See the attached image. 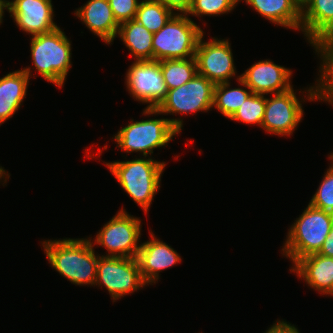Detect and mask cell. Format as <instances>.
<instances>
[{"mask_svg":"<svg viewBox=\"0 0 333 333\" xmlns=\"http://www.w3.org/2000/svg\"><path fill=\"white\" fill-rule=\"evenodd\" d=\"M30 40L34 69L49 83L63 87L72 67L70 39L58 27L51 32L32 36Z\"/></svg>","mask_w":333,"mask_h":333,"instance_id":"cell-4","label":"cell"},{"mask_svg":"<svg viewBox=\"0 0 333 333\" xmlns=\"http://www.w3.org/2000/svg\"><path fill=\"white\" fill-rule=\"evenodd\" d=\"M31 68L10 72L0 78V126L6 120L12 118L21 107L31 74Z\"/></svg>","mask_w":333,"mask_h":333,"instance_id":"cell-19","label":"cell"},{"mask_svg":"<svg viewBox=\"0 0 333 333\" xmlns=\"http://www.w3.org/2000/svg\"><path fill=\"white\" fill-rule=\"evenodd\" d=\"M301 31L311 46L333 36V0H311L301 11Z\"/></svg>","mask_w":333,"mask_h":333,"instance_id":"cell-18","label":"cell"},{"mask_svg":"<svg viewBox=\"0 0 333 333\" xmlns=\"http://www.w3.org/2000/svg\"><path fill=\"white\" fill-rule=\"evenodd\" d=\"M52 0H8V13L20 30L31 36L58 28Z\"/></svg>","mask_w":333,"mask_h":333,"instance_id":"cell-13","label":"cell"},{"mask_svg":"<svg viewBox=\"0 0 333 333\" xmlns=\"http://www.w3.org/2000/svg\"><path fill=\"white\" fill-rule=\"evenodd\" d=\"M292 70L275 64L272 60H260L241 74V80L253 93L272 95L286 92L291 83Z\"/></svg>","mask_w":333,"mask_h":333,"instance_id":"cell-14","label":"cell"},{"mask_svg":"<svg viewBox=\"0 0 333 333\" xmlns=\"http://www.w3.org/2000/svg\"><path fill=\"white\" fill-rule=\"evenodd\" d=\"M113 16L120 25L126 21L134 20L139 6V0H108Z\"/></svg>","mask_w":333,"mask_h":333,"instance_id":"cell-29","label":"cell"},{"mask_svg":"<svg viewBox=\"0 0 333 333\" xmlns=\"http://www.w3.org/2000/svg\"><path fill=\"white\" fill-rule=\"evenodd\" d=\"M98 285L106 288L113 302L148 286L141 276L136 258L103 255H99L97 262V276L94 286Z\"/></svg>","mask_w":333,"mask_h":333,"instance_id":"cell-9","label":"cell"},{"mask_svg":"<svg viewBox=\"0 0 333 333\" xmlns=\"http://www.w3.org/2000/svg\"><path fill=\"white\" fill-rule=\"evenodd\" d=\"M328 158L331 160V163H333V152L330 153V155L328 156Z\"/></svg>","mask_w":333,"mask_h":333,"instance_id":"cell-36","label":"cell"},{"mask_svg":"<svg viewBox=\"0 0 333 333\" xmlns=\"http://www.w3.org/2000/svg\"><path fill=\"white\" fill-rule=\"evenodd\" d=\"M151 239L141 243L136 257L141 276L147 285L158 282L162 270L181 262V256L171 246L155 237L150 231Z\"/></svg>","mask_w":333,"mask_h":333,"instance_id":"cell-15","label":"cell"},{"mask_svg":"<svg viewBox=\"0 0 333 333\" xmlns=\"http://www.w3.org/2000/svg\"><path fill=\"white\" fill-rule=\"evenodd\" d=\"M238 84L244 88H230V82L215 84L213 106L230 119L243 102L253 93L251 89L241 80V75L237 77Z\"/></svg>","mask_w":333,"mask_h":333,"instance_id":"cell-23","label":"cell"},{"mask_svg":"<svg viewBox=\"0 0 333 333\" xmlns=\"http://www.w3.org/2000/svg\"><path fill=\"white\" fill-rule=\"evenodd\" d=\"M264 333H300L297 327L284 320H277Z\"/></svg>","mask_w":333,"mask_h":333,"instance_id":"cell-31","label":"cell"},{"mask_svg":"<svg viewBox=\"0 0 333 333\" xmlns=\"http://www.w3.org/2000/svg\"><path fill=\"white\" fill-rule=\"evenodd\" d=\"M160 70L167 89L182 86L197 74L195 57L185 59L161 60Z\"/></svg>","mask_w":333,"mask_h":333,"instance_id":"cell-24","label":"cell"},{"mask_svg":"<svg viewBox=\"0 0 333 333\" xmlns=\"http://www.w3.org/2000/svg\"><path fill=\"white\" fill-rule=\"evenodd\" d=\"M298 8L302 11L311 0H293Z\"/></svg>","mask_w":333,"mask_h":333,"instance_id":"cell-35","label":"cell"},{"mask_svg":"<svg viewBox=\"0 0 333 333\" xmlns=\"http://www.w3.org/2000/svg\"><path fill=\"white\" fill-rule=\"evenodd\" d=\"M242 1V0H240ZM263 18L287 29L301 31V10L293 0H243Z\"/></svg>","mask_w":333,"mask_h":333,"instance_id":"cell-21","label":"cell"},{"mask_svg":"<svg viewBox=\"0 0 333 333\" xmlns=\"http://www.w3.org/2000/svg\"><path fill=\"white\" fill-rule=\"evenodd\" d=\"M332 224L333 213L308 204L288 229L282 255L294 264L300 258L319 253Z\"/></svg>","mask_w":333,"mask_h":333,"instance_id":"cell-3","label":"cell"},{"mask_svg":"<svg viewBox=\"0 0 333 333\" xmlns=\"http://www.w3.org/2000/svg\"><path fill=\"white\" fill-rule=\"evenodd\" d=\"M141 227V220L122 208L91 241L93 245L106 248L108 253L103 256L136 258L141 247L138 243Z\"/></svg>","mask_w":333,"mask_h":333,"instance_id":"cell-8","label":"cell"},{"mask_svg":"<svg viewBox=\"0 0 333 333\" xmlns=\"http://www.w3.org/2000/svg\"><path fill=\"white\" fill-rule=\"evenodd\" d=\"M199 25L186 14L175 13L153 35V60H172L195 57L199 38L203 34Z\"/></svg>","mask_w":333,"mask_h":333,"instance_id":"cell-6","label":"cell"},{"mask_svg":"<svg viewBox=\"0 0 333 333\" xmlns=\"http://www.w3.org/2000/svg\"><path fill=\"white\" fill-rule=\"evenodd\" d=\"M7 9L8 10V0H0V25L3 21V15H4V12L5 10Z\"/></svg>","mask_w":333,"mask_h":333,"instance_id":"cell-33","label":"cell"},{"mask_svg":"<svg viewBox=\"0 0 333 333\" xmlns=\"http://www.w3.org/2000/svg\"><path fill=\"white\" fill-rule=\"evenodd\" d=\"M170 10L177 11V14H187L191 7L192 0H158Z\"/></svg>","mask_w":333,"mask_h":333,"instance_id":"cell-30","label":"cell"},{"mask_svg":"<svg viewBox=\"0 0 333 333\" xmlns=\"http://www.w3.org/2000/svg\"><path fill=\"white\" fill-rule=\"evenodd\" d=\"M153 35L154 33L135 20L121 23L117 33V36L129 49L130 57L135 58V61L153 60Z\"/></svg>","mask_w":333,"mask_h":333,"instance_id":"cell-22","label":"cell"},{"mask_svg":"<svg viewBox=\"0 0 333 333\" xmlns=\"http://www.w3.org/2000/svg\"><path fill=\"white\" fill-rule=\"evenodd\" d=\"M9 178H10V174L4 170V167L2 168V166H0V182L2 181L3 184L6 185L7 180Z\"/></svg>","mask_w":333,"mask_h":333,"instance_id":"cell-34","label":"cell"},{"mask_svg":"<svg viewBox=\"0 0 333 333\" xmlns=\"http://www.w3.org/2000/svg\"><path fill=\"white\" fill-rule=\"evenodd\" d=\"M183 128V119L180 118H159L135 121L118 130L113 136L116 147L126 153L140 152L143 157H150L153 150L165 147L180 134ZM149 154V155H148Z\"/></svg>","mask_w":333,"mask_h":333,"instance_id":"cell-5","label":"cell"},{"mask_svg":"<svg viewBox=\"0 0 333 333\" xmlns=\"http://www.w3.org/2000/svg\"><path fill=\"white\" fill-rule=\"evenodd\" d=\"M266 107V96L252 93L233 114L230 120L246 124H257L261 128Z\"/></svg>","mask_w":333,"mask_h":333,"instance_id":"cell-26","label":"cell"},{"mask_svg":"<svg viewBox=\"0 0 333 333\" xmlns=\"http://www.w3.org/2000/svg\"><path fill=\"white\" fill-rule=\"evenodd\" d=\"M318 254L333 258V224L329 232V235L326 237V240L323 242Z\"/></svg>","mask_w":333,"mask_h":333,"instance_id":"cell-32","label":"cell"},{"mask_svg":"<svg viewBox=\"0 0 333 333\" xmlns=\"http://www.w3.org/2000/svg\"><path fill=\"white\" fill-rule=\"evenodd\" d=\"M330 165L309 204L333 213V163L330 162Z\"/></svg>","mask_w":333,"mask_h":333,"instance_id":"cell-28","label":"cell"},{"mask_svg":"<svg viewBox=\"0 0 333 333\" xmlns=\"http://www.w3.org/2000/svg\"><path fill=\"white\" fill-rule=\"evenodd\" d=\"M203 40L204 33L199 38L195 52L197 74L214 84L229 82L237 74L231 43L228 39L216 37L208 42Z\"/></svg>","mask_w":333,"mask_h":333,"instance_id":"cell-10","label":"cell"},{"mask_svg":"<svg viewBox=\"0 0 333 333\" xmlns=\"http://www.w3.org/2000/svg\"><path fill=\"white\" fill-rule=\"evenodd\" d=\"M240 0H192L191 7L186 15L195 17L215 16L228 14L236 8Z\"/></svg>","mask_w":333,"mask_h":333,"instance_id":"cell-27","label":"cell"},{"mask_svg":"<svg viewBox=\"0 0 333 333\" xmlns=\"http://www.w3.org/2000/svg\"><path fill=\"white\" fill-rule=\"evenodd\" d=\"M312 47L322 60L320 74L316 85L310 86L303 94L307 91L305 97L309 102L319 100L333 105V36L319 40Z\"/></svg>","mask_w":333,"mask_h":333,"instance_id":"cell-20","label":"cell"},{"mask_svg":"<svg viewBox=\"0 0 333 333\" xmlns=\"http://www.w3.org/2000/svg\"><path fill=\"white\" fill-rule=\"evenodd\" d=\"M50 266L75 285H95L97 262L91 237L45 240L42 243Z\"/></svg>","mask_w":333,"mask_h":333,"instance_id":"cell-1","label":"cell"},{"mask_svg":"<svg viewBox=\"0 0 333 333\" xmlns=\"http://www.w3.org/2000/svg\"><path fill=\"white\" fill-rule=\"evenodd\" d=\"M117 179L121 188L147 214L155 194L161 185V175L165 162L156 161L150 156L126 161H113L105 164Z\"/></svg>","mask_w":333,"mask_h":333,"instance_id":"cell-2","label":"cell"},{"mask_svg":"<svg viewBox=\"0 0 333 333\" xmlns=\"http://www.w3.org/2000/svg\"><path fill=\"white\" fill-rule=\"evenodd\" d=\"M215 84L196 74L182 86L170 89L157 108L143 109L144 116L208 112L213 107Z\"/></svg>","mask_w":333,"mask_h":333,"instance_id":"cell-7","label":"cell"},{"mask_svg":"<svg viewBox=\"0 0 333 333\" xmlns=\"http://www.w3.org/2000/svg\"><path fill=\"white\" fill-rule=\"evenodd\" d=\"M74 13L105 44H112L117 37L119 24L113 16L108 0H89Z\"/></svg>","mask_w":333,"mask_h":333,"instance_id":"cell-17","label":"cell"},{"mask_svg":"<svg viewBox=\"0 0 333 333\" xmlns=\"http://www.w3.org/2000/svg\"><path fill=\"white\" fill-rule=\"evenodd\" d=\"M291 267L313 290L333 297V258L318 253L298 259Z\"/></svg>","mask_w":333,"mask_h":333,"instance_id":"cell-16","label":"cell"},{"mask_svg":"<svg viewBox=\"0 0 333 333\" xmlns=\"http://www.w3.org/2000/svg\"><path fill=\"white\" fill-rule=\"evenodd\" d=\"M158 0H142L139 3L135 21L144 26L148 31L158 32L175 14Z\"/></svg>","mask_w":333,"mask_h":333,"instance_id":"cell-25","label":"cell"},{"mask_svg":"<svg viewBox=\"0 0 333 333\" xmlns=\"http://www.w3.org/2000/svg\"><path fill=\"white\" fill-rule=\"evenodd\" d=\"M298 98L293 88L266 98L261 128L270 135L285 137L293 134L304 115L302 101Z\"/></svg>","mask_w":333,"mask_h":333,"instance_id":"cell-12","label":"cell"},{"mask_svg":"<svg viewBox=\"0 0 333 333\" xmlns=\"http://www.w3.org/2000/svg\"><path fill=\"white\" fill-rule=\"evenodd\" d=\"M125 80L130 95L137 101L148 104L146 108H157L168 92L160 70V61L132 62Z\"/></svg>","mask_w":333,"mask_h":333,"instance_id":"cell-11","label":"cell"}]
</instances>
